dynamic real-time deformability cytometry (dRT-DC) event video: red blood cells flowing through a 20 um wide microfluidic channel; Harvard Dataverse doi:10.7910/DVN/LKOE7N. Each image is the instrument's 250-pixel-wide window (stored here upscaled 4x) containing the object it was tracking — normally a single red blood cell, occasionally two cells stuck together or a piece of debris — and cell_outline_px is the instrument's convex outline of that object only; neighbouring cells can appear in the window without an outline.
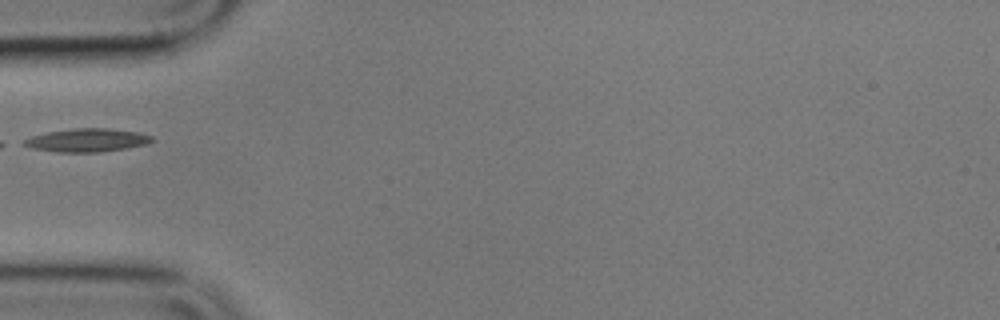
{"species": "common noctule bat (a hibernating species)", "species_latin": "Nyctalus noctula", "temperature_condition": "cold", "stored_images_in_passage": 10, "camera_frame_rate_fps": 3000, "um_per_image_px": 0.085, "animal": {"sex": "male", "body_mass_g": 17.9}, "frame": {"image": 1, "passage_image": 5, "time_ms": 4.667, "image_size_px": [1000, 320], "cell_outline_px": [[156, 140], [148, 144], [100, 152], [56, 152], [32, 148], [20, 144], [24, 140], [32, 136], [48, 132], [76, 128], [108, 128], [136, 132], [152, 136]], "centroid_in_image_um": [7.4, 11.92], "position_along_channel_um": 77.6, "area_um2": 17.28}}
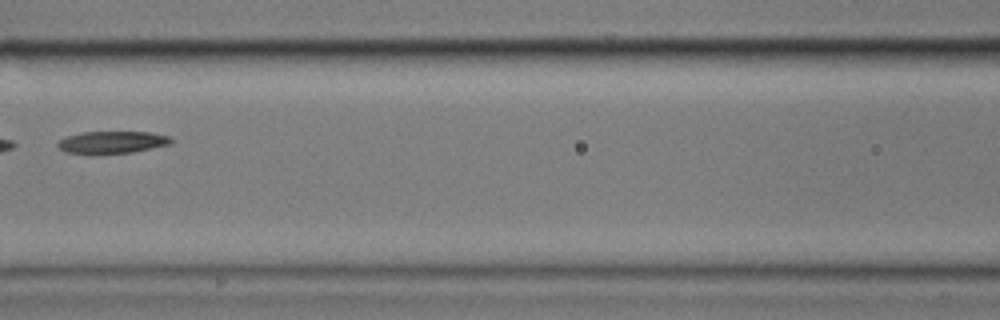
{"frame": {"image": 2, "passage_image": 7, "time_ms": 7.0, "image_size_px": [1000, 320], "cell_outline_px": [[172, 144], [132, 152], [92, 156], [68, 152], [60, 148], [56, 144], [60, 140], [68, 136], [80, 132], [148, 132], [168, 136], [172, 140]], "centroid_in_image_um": [9.5, 12.12], "position_along_channel_um": 157.1, "area_um2": 14.97}}
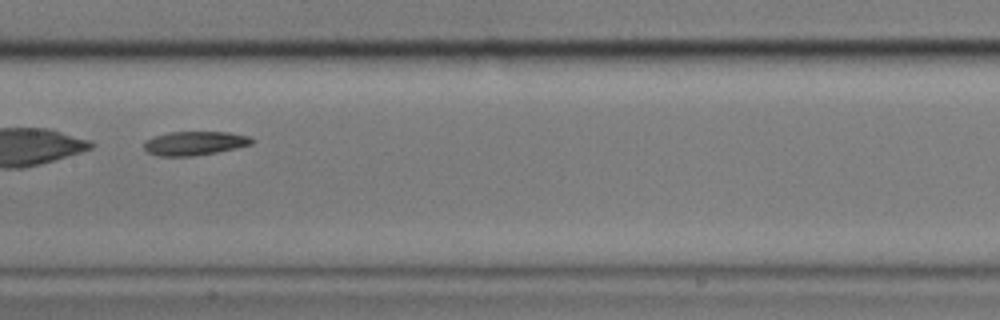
{"frame": {"image": 3, "passage_image": 8, "time_ms": 8.0, "image_size_px": [1000, 320], "cell_outline_px": [[256, 140], [252, 144], [236, 148], [216, 152], [192, 156], [160, 156], [148, 152], [144, 148], [144, 140], [152, 136], [168, 132], [228, 132], [248, 136]], "centroid_in_image_um": [16.53, 12.17], "position_along_channel_um": 190.9, "area_um2": 15.09}}